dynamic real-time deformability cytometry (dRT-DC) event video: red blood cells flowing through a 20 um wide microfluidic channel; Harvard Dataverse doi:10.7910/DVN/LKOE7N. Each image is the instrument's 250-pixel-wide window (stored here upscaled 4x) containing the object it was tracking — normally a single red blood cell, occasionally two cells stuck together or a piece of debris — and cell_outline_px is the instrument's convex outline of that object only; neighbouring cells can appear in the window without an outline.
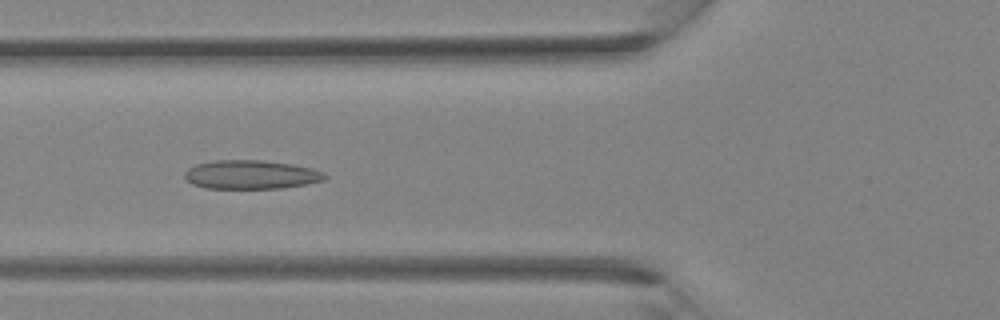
{"species": "Egyptian fruit bat (a non-hibernating species)", "species_latin": "Rousettus aegyptiacus", "temperature_condition": "room temperature", "stored_images_in_passage": 31, "camera_frame_rate_fps": 3000, "um_per_image_px": 0.085, "animal": {"sex": "female"}, "frame": {"image": 1, "passage_image": 9, "time_ms": 2.667, "image_size_px": [1000, 320], "cell_outline_px": [[328, 176], [324, 180], [308, 184], [280, 188], [204, 188], [192, 184], [184, 176], [184, 172], [188, 168], [196, 164], [212, 160], [264, 160], [292, 164], [312, 168], [324, 172]], "centroid_in_image_um": [21.34, 14.83], "position_along_channel_um": 104.5, "area_um2": 23.7}}
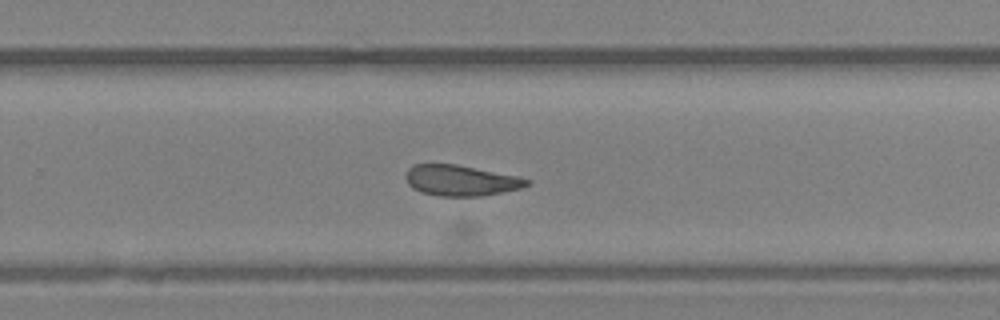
{"frame": {"image": 2, "passage_image": 19, "time_ms": 6.0, "image_size_px": [1000, 320], "cell_outline_px": [[532, 184], [520, 188], [484, 196], [440, 196], [420, 192], [412, 188], [408, 184], [404, 176], [408, 168], [416, 164], [456, 164], [516, 176], [532, 180]], "centroid_in_image_um": [39.16, 15.34], "position_along_channel_um": 290.6, "area_um2": 21.73}}
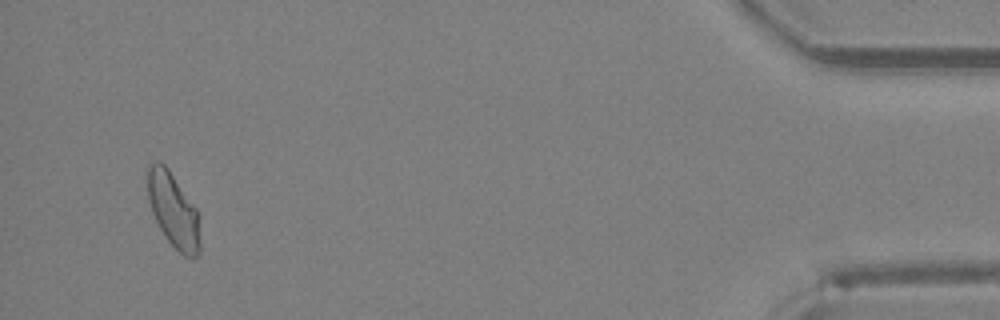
{"frame": {"image": 3, "passage_image": 30, "time_ms": 9.667, "image_size_px": [1000, 320], "cell_outline_px": [[200, 252], [192, 260], [184, 256], [168, 240], [160, 228], [152, 212], [148, 196], [148, 164], [164, 164], [168, 168], [200, 212]], "centroid_in_image_um": [14.8, 17.92], "position_along_channel_um": 420.4, "area_um2": 22.83}}